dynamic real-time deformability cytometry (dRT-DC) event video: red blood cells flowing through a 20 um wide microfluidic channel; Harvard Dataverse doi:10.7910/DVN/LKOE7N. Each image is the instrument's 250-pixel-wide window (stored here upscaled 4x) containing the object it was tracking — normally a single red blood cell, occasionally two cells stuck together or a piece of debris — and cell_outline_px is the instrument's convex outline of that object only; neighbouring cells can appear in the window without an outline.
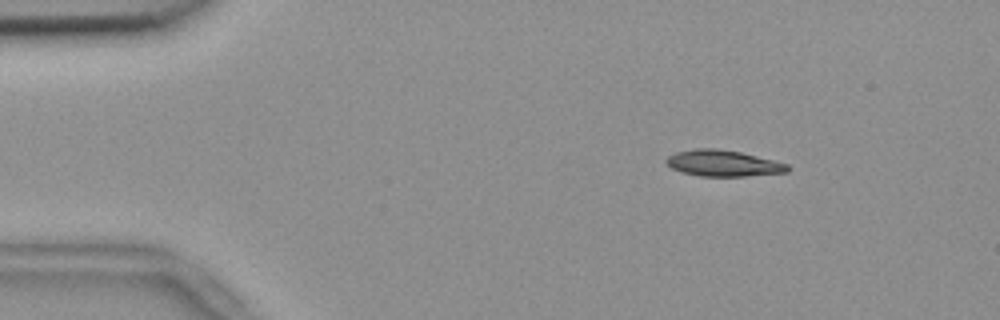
{"species": "common noctule bat (a hibernating species)", "species_latin": "Nyctalus noctula", "temperature_condition": "room temperature", "stored_images_in_passage": 55, "camera_frame_rate_fps": 3000, "um_per_image_px": 0.085, "animal": {"sex": "female", "body_mass_g": 18.4}, "frame": {"image": 1, "passage_image": 8, "time_ms": 2.333, "image_size_px": [1000, 320], "cell_outline_px": [[792, 168], [788, 172], [744, 176], [700, 176], [680, 172], [672, 168], [664, 160], [668, 156], [676, 152], [696, 148], [716, 148], [740, 152], [788, 164]], "centroid_in_image_um": [61.46, 13.88], "position_along_channel_um": 23.5, "area_um2": 18.5}}
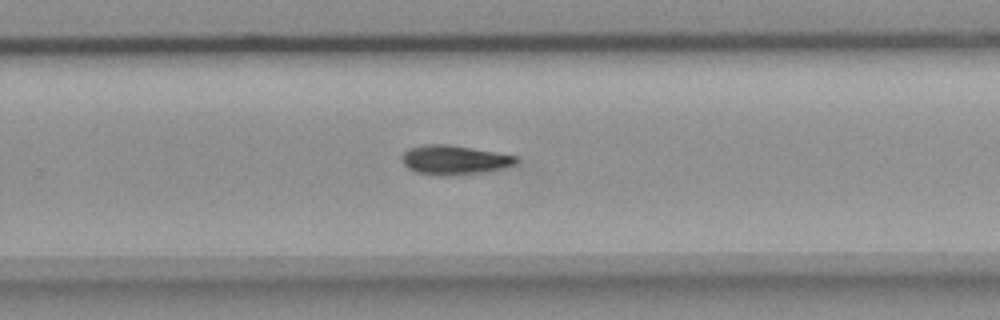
{"frame": {"image": 2, "passage_image": 36, "time_ms": 11.667, "image_size_px": [1000, 320], "cell_outline_px": [[520, 160], [516, 164], [504, 168], [484, 172], [448, 176], [440, 176], [416, 172], [408, 168], [400, 160], [400, 156], [408, 148], [424, 144], [448, 144], [516, 156]], "centroid_in_image_um": [38.58, 13.6], "position_along_channel_um": 291.2, "area_um2": 19.65}}
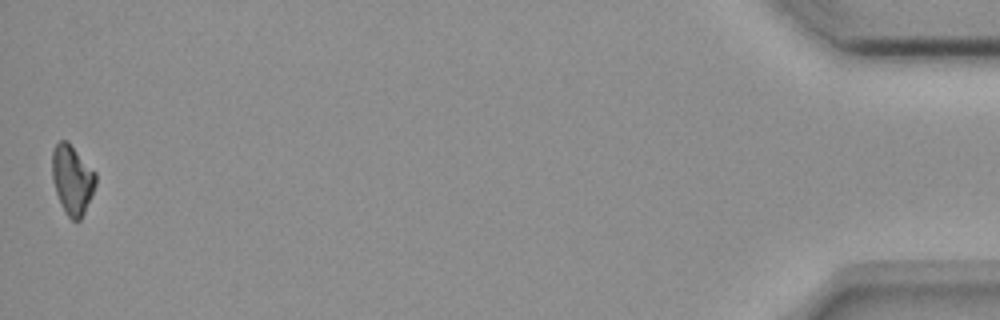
{"frame": {"image": 3, "passage_image": 55, "time_ms": 18.0, "image_size_px": [1000, 320], "cell_outline_px": [[96, 184], [92, 196], [80, 220], [72, 220], [68, 216], [56, 192], [52, 180], [52, 152], [56, 144], [60, 140], [68, 140], [96, 172]], "centroid_in_image_um": [6.15, 15.22], "position_along_channel_um": 429.0, "area_um2": 17.57}, "authors_computed_cell_mechanics": {"area_um2": 18.9006, "velocity_mm_per_s": 3.6613, "shape_relaxation_time_tau1_ms": 4.7704, "shape_relaxation_time_tau2_ms": null, "deformation_change_tau1": 0.1316, "deformation_change_tau2": null}}